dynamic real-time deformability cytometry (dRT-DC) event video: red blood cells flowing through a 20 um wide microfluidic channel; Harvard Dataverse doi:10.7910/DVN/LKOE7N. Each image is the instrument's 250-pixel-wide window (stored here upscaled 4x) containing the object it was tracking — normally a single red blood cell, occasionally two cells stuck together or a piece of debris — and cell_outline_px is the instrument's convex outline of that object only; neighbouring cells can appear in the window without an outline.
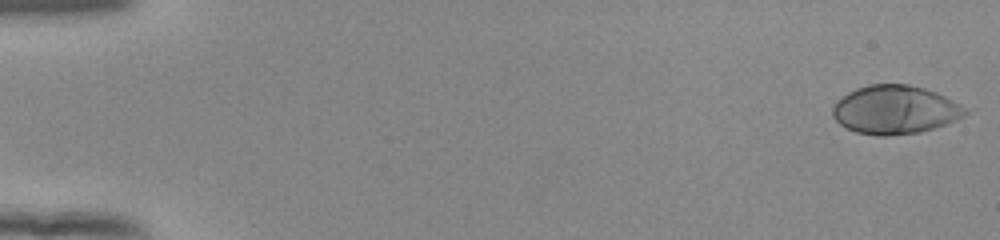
{"species": "human", "species_latin": "Homo sapiens", "temperature_condition": "room temperature", "stored_images_in_passage": 53, "camera_frame_rate_fps": 3000, "um_per_image_px": 0.085, "donor": {"sex": "female"}, "frame": {"image": 1, "passage_image": 1, "time_ms": 0.0, "image_size_px": [1000, 240], "cell_outline_px": [[968, 112], [964, 116], [956, 120], [936, 128], [920, 132], [888, 136], [876, 136], [856, 132], [840, 124], [832, 116], [832, 108], [836, 100], [848, 92], [856, 88], [868, 84], [908, 84], [924, 88], [936, 92], [944, 96], [964, 108]], "centroid_in_image_um": [76.04, 9.33], "position_along_channel_um": 9.0, "area_um2": 37.57}}
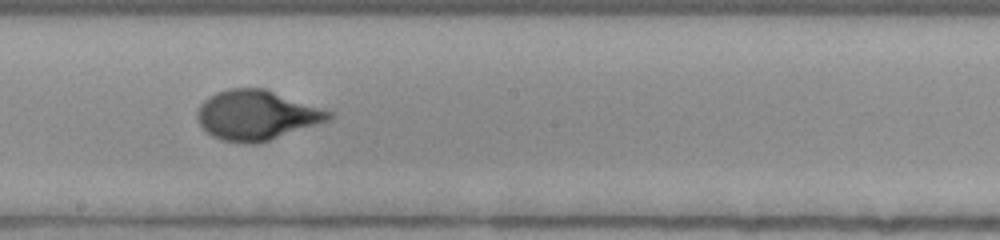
{"frame": {"image": 2, "passage_image": 31, "time_ms": 10.0, "image_size_px": [1000, 240], "cell_outline_px": [[336, 116], [332, 120], [256, 144], [248, 144], [224, 140], [212, 136], [200, 124], [196, 116], [196, 112], [200, 104], [208, 96], [216, 92], [228, 88], [264, 88], [336, 112]], "centroid_in_image_um": [21.86, 9.78], "position_along_channel_um": 226.3, "area_um2": 38.49}}
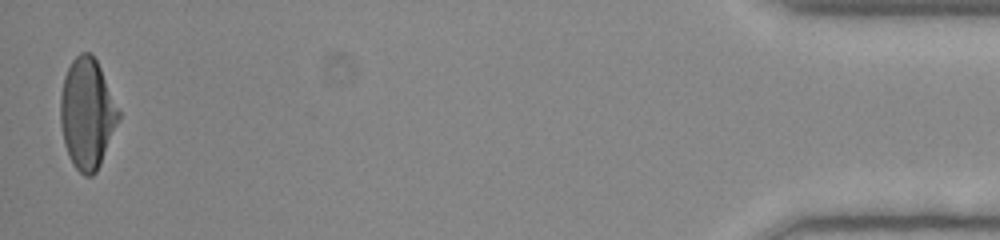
{"frame": {"image": 3, "passage_image": 53, "time_ms": 17.333, "image_size_px": [1000, 240], "cell_outline_px": [[120, 120], [100, 164], [96, 172], [92, 176], [84, 176], [72, 164], [68, 156], [64, 144], [60, 124], [60, 96], [64, 76], [72, 60], [80, 52], [88, 52], [96, 60], [100, 68], [120, 112]], "centroid_in_image_um": [7.39, 9.68], "position_along_channel_um": 427.8, "area_um2": 37.4}, "authors_computed_cell_mechanics": {"area_um2": 36.8764, "velocity_mm_per_s": 3.8814, "shape_relaxation_time_tau1_ms": 3.8513, "shape_relaxation_time_tau2_ms": null, "deformation_change_tau1": 0.2173, "deformation_change_tau2": null}}